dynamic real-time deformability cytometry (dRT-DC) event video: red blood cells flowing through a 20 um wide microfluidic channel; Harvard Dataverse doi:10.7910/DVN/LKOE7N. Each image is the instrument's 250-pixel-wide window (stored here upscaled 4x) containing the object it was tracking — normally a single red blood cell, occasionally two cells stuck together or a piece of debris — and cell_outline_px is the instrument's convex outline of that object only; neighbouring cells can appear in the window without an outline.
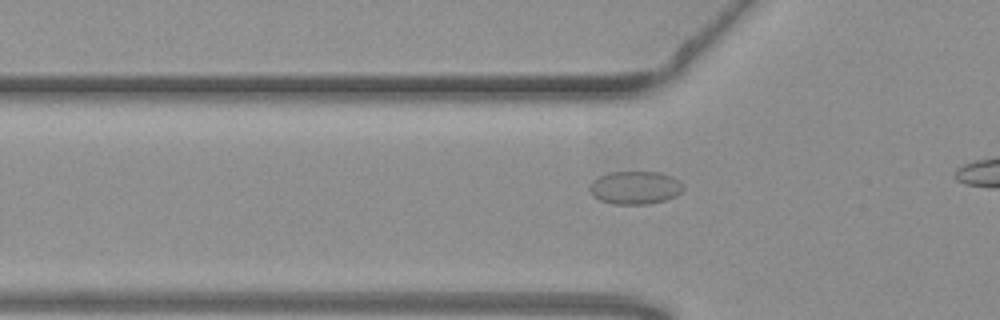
{"species": "common noctule bat (a hibernating species)", "species_latin": "Nyctalus noctula", "temperature_condition": "warm", "stored_images_in_passage": 25, "camera_frame_rate_fps": 3000, "um_per_image_px": 0.085, "animal": {"sex": "female", "body_mass_g": 19.3, "forearm_length_mm": 54.1}, "frame": {"image": 1, "passage_image": 12, "time_ms": 3.667, "image_size_px": [1000, 320], "cell_outline_px": [[684, 188], [676, 196], [664, 200], [648, 204], [612, 204], [600, 200], [592, 196], [588, 188], [592, 180], [596, 176], [608, 172], [660, 172], [672, 176], [680, 180], [684, 184]], "centroid_in_image_um": [53.96, 15.94], "position_along_channel_um": 71.8, "area_um2": 18.38}}
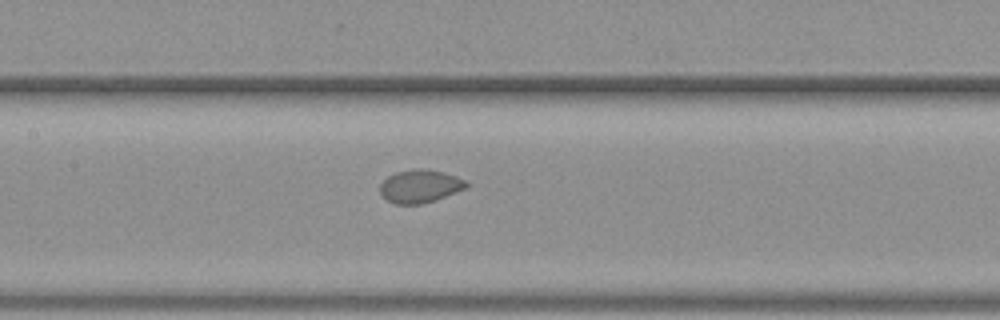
{"frame": {"image": 2, "passage_image": 20, "time_ms": 6.333, "image_size_px": [1000, 320], "cell_outline_px": [[468, 184], [464, 188], [436, 200], [420, 204], [396, 204], [388, 200], [380, 192], [380, 184], [388, 176], [396, 172], [412, 168], [428, 168], [444, 172], [468, 180]], "centroid_in_image_um": [35.71, 15.8], "position_along_channel_um": 171.7, "area_um2": 16.65}}
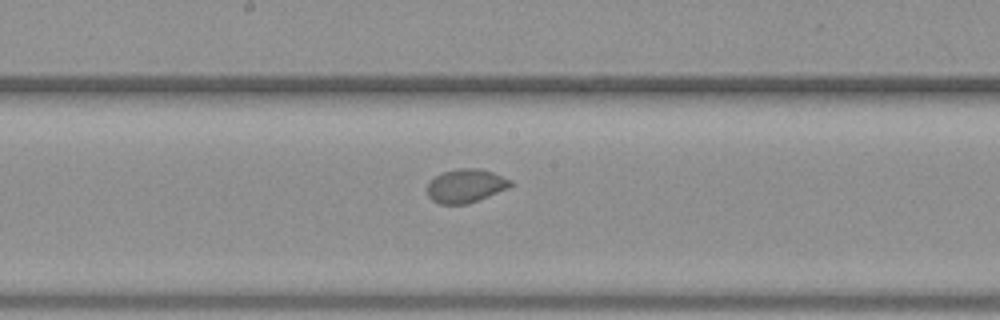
{"frame": {"image": 3, "passage_image": 23, "time_ms": 7.333, "image_size_px": [1000, 320], "cell_outline_px": [[512, 184], [508, 188], [468, 204], [440, 204], [432, 200], [428, 196], [428, 184], [440, 172], [460, 168], [480, 168], [492, 172], [512, 180]], "centroid_in_image_um": [39.58, 15.79], "position_along_channel_um": 208.6, "area_um2": 16.24}}